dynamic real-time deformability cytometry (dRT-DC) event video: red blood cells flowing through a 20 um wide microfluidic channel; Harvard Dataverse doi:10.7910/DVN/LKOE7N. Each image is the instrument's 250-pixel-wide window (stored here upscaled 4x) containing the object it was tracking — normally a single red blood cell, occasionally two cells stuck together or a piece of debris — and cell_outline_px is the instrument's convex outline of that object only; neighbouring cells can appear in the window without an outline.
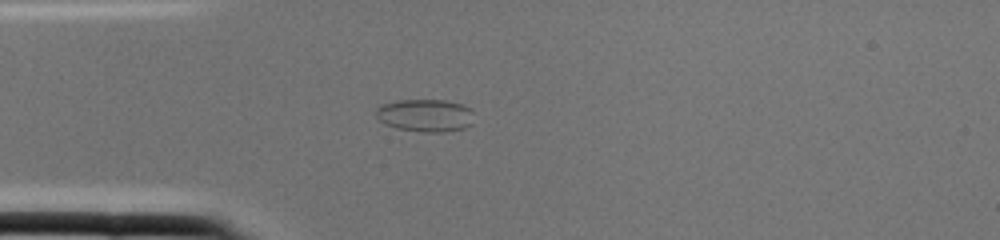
{"species": "common noctule bat (a hibernating species)", "species_latin": "Nyctalus noctula", "temperature_condition": "cold", "stored_images_in_passage": 1, "camera_frame_rate_fps": 3000, "um_per_image_px": 0.085, "animal": {"sex": "female", "body_mass_g": 22.0, "forearm_length_mm": 56.7}, "frame": {"image": 1, "passage_image": 1, "time_ms": 0.0, "image_size_px": [1000, 240], "cell_outline_px": [[472, 124], [464, 128], [444, 132], [420, 132], [396, 128], [384, 124], [376, 116], [376, 108], [380, 104], [400, 100], [444, 100], [460, 104], [468, 108], [472, 112]], "centroid_in_image_um": [36.11, 9.82], "position_along_channel_um": 48.9, "area_um2": 18.67}}